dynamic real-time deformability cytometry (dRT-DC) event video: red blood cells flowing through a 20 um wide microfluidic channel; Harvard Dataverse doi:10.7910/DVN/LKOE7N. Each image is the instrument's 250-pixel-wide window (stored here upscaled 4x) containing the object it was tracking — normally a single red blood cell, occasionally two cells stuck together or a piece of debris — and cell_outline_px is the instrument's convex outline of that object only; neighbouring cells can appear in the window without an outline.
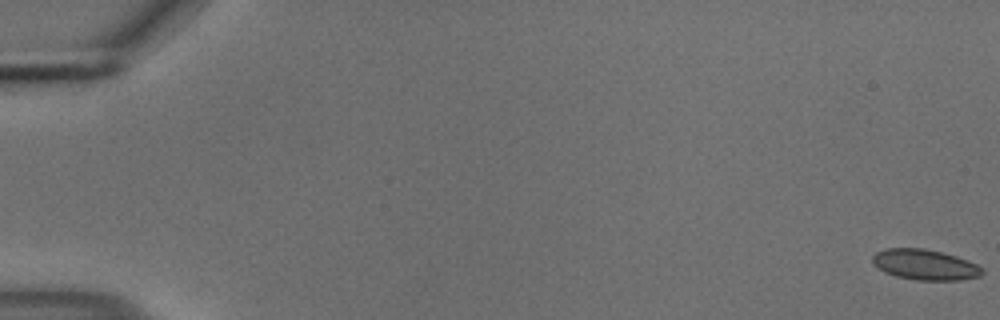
{"species": "common noctule bat (a hibernating species)", "species_latin": "Nyctalus noctula", "temperature_condition": "cold", "stored_images_in_passage": 56, "camera_frame_rate_fps": 3000, "um_per_image_px": 0.085, "animal": {"sex": "male", "body_mass_g": 18.8}, "frame": {"image": 1, "passage_image": 1, "time_ms": 0.0, "image_size_px": [1000, 320], "cell_outline_px": [[984, 272], [980, 276], [960, 280], [916, 280], [896, 276], [884, 272], [872, 264], [872, 256], [876, 252], [884, 248], [924, 248], [956, 256], [968, 260], [984, 268]], "centroid_in_image_um": [78.61, 22.49], "position_along_channel_um": 6.4, "area_um2": 19.65}}
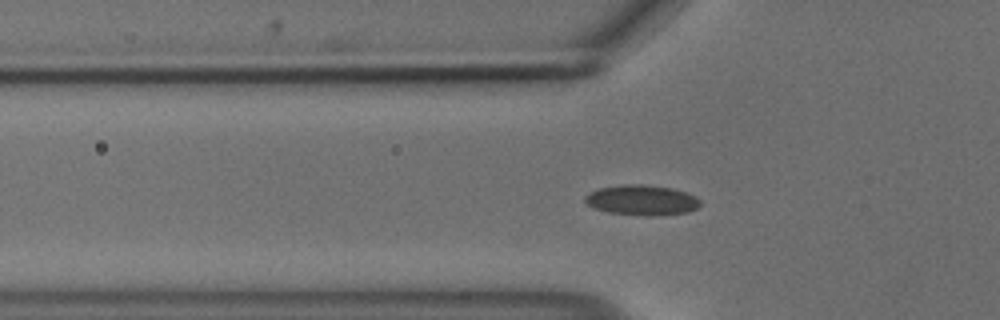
{"frame": {"image": 2, "passage_image": 20, "time_ms": 6.333, "image_size_px": [1000, 320], "cell_outline_px": [[700, 204], [696, 208], [688, 212], [652, 216], [648, 216], [608, 212], [596, 208], [588, 204], [584, 200], [584, 196], [600, 188], [624, 184], [640, 184], [672, 188], [684, 192], [700, 200]], "centroid_in_image_um": [54.54, 17.01], "position_along_channel_um": 71.3, "area_um2": 19.94}}
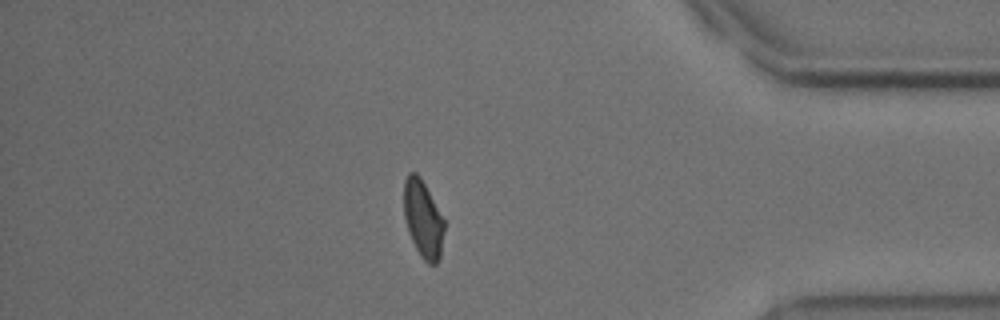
{"frame": {"image": 3, "passage_image": 49, "time_ms": 16.0, "image_size_px": [1000, 320], "cell_outline_px": [[444, 232], [440, 256], [436, 264], [428, 264], [420, 256], [412, 240], [404, 216], [404, 180], [408, 172], [416, 172], [420, 176], [444, 220]], "centroid_in_image_um": [35.95, 18.6], "position_along_channel_um": 399.2, "area_um2": 17.98}, "authors_computed_cell_mechanics": {"area_um2": 19.1607, "velocity_mm_per_s": 3.6859, "shape_relaxation_time_tau1_ms": null, "shape_relaxation_time_tau2_ms": 0.9546, "deformation_change_tau1": null, "deformation_change_tau2": 0.0472}}